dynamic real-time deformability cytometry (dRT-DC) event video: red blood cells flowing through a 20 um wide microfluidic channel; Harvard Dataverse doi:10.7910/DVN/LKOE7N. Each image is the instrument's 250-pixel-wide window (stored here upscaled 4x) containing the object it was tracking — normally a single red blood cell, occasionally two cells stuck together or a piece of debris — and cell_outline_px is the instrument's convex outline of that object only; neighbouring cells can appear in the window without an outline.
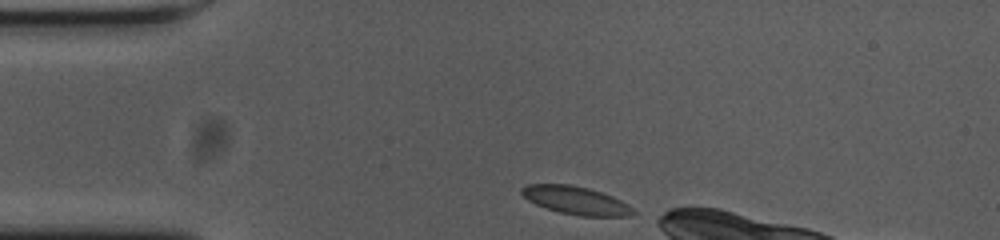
{"species": "common noctule bat (a hibernating species)", "species_latin": "Nyctalus noctula", "temperature_condition": "cold", "stored_images_in_passage": 9, "camera_frame_rate_fps": 3000, "um_per_image_px": 0.085, "animal": {"sex": "female", "body_mass_g": 23.0, "forearm_length_mm": 53.4}, "frame": {"image": 1, "passage_image": 1, "time_ms": 0.0, "image_size_px": [1000, 240], "cell_outline_px": [[636, 212], [632, 216], [580, 216], [560, 212], [544, 208], [528, 200], [520, 192], [520, 188], [528, 184], [568, 184], [588, 188], [612, 196], [628, 204]], "centroid_in_image_um": [48.94, 17.04], "position_along_channel_um": 36.1, "area_um2": 18.21}}